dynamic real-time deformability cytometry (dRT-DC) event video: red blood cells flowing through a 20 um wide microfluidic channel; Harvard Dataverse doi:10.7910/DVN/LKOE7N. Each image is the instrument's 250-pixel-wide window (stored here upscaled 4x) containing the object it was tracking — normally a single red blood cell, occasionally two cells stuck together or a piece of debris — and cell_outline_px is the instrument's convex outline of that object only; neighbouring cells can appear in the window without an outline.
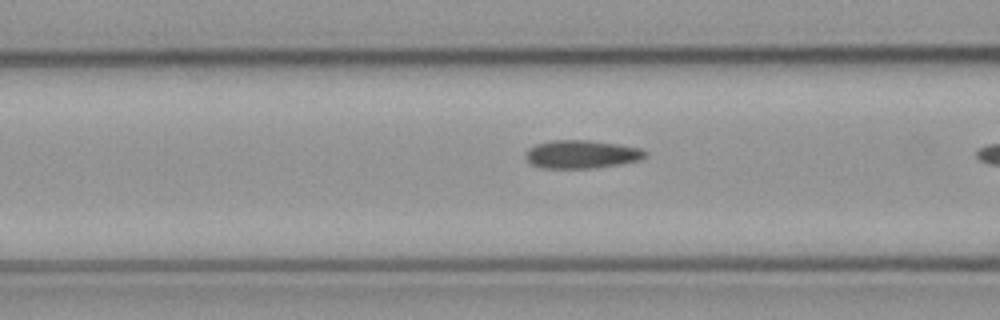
{"species": "common noctule bat (a hibernating species)", "species_latin": "Nyctalus noctula", "temperature_condition": "cold", "stored_images_in_passage": 9, "camera_frame_rate_fps": 3000, "um_per_image_px": 0.085, "animal": {"sex": "male", "body_mass_g": 23.1, "forearm_length_mm": 52.7}, "frame": {"image": 1, "passage_image": 8, "time_ms": 2.333, "image_size_px": [1000, 320], "cell_outline_px": [[648, 156], [640, 160], [620, 164], [596, 168], [540, 168], [532, 164], [524, 156], [528, 148], [536, 144], [552, 140], [588, 140], [616, 144], [640, 148], [648, 152]], "centroid_in_image_um": [49.44, 13.12], "position_along_channel_um": 117.2, "area_um2": 19.77}}